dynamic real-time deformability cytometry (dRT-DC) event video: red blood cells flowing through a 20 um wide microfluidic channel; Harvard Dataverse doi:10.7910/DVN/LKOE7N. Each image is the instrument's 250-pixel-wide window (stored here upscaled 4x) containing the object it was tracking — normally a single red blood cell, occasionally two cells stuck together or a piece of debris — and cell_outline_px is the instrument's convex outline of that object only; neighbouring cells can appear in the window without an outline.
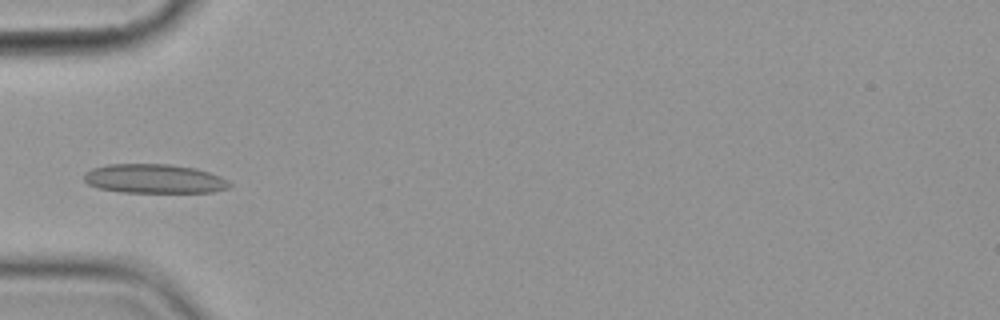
{"species": "common noctule bat (a hibernating species)", "species_latin": "Nyctalus noctula", "temperature_condition": "cold", "stored_images_in_passage": 7, "camera_frame_rate_fps": 3000, "um_per_image_px": 0.085, "animal": {"sex": "female", "body_mass_g": 19.9}, "frame": {"image": 1, "passage_image": 6, "time_ms": 5.667, "image_size_px": [1000, 320], "cell_outline_px": [[232, 184], [228, 188], [212, 192], [120, 192], [96, 188], [88, 184], [84, 180], [84, 172], [92, 168], [108, 164], [168, 164], [196, 168], [220, 176], [228, 180]], "centroid_in_image_um": [13.08, 15.19], "position_along_channel_um": 71.9, "area_um2": 24.85}}
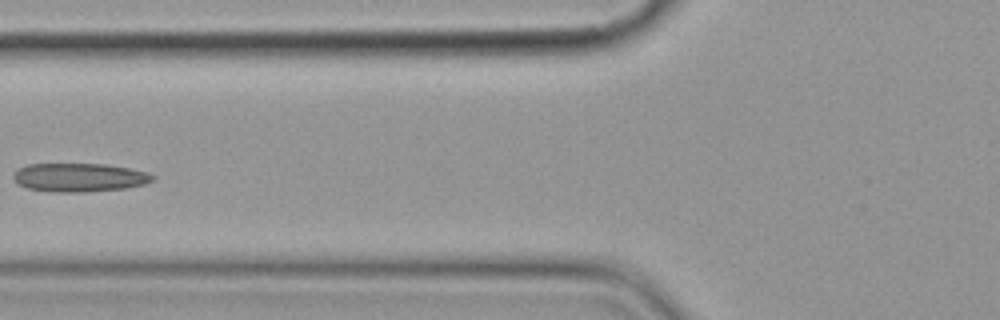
{"frame": {"image": 2, "passage_image": 7, "time_ms": 7.0, "image_size_px": [1000, 320], "cell_outline_px": [[156, 180], [144, 184], [124, 188], [84, 192], [56, 192], [28, 188], [16, 184], [12, 176], [12, 172], [16, 168], [28, 164], [104, 164], [128, 168], [148, 172], [156, 176]], "centroid_in_image_um": [6.71, 15.08], "position_along_channel_um": 119.1, "area_um2": 23.41}}